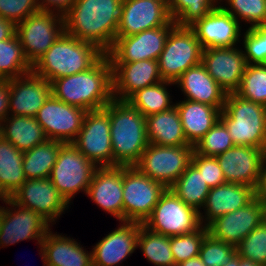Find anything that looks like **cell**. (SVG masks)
<instances>
[{
    "mask_svg": "<svg viewBox=\"0 0 266 266\" xmlns=\"http://www.w3.org/2000/svg\"><path fill=\"white\" fill-rule=\"evenodd\" d=\"M262 222L263 204L255 197L246 206L213 220L207 230L212 237L236 247Z\"/></svg>",
    "mask_w": 266,
    "mask_h": 266,
    "instance_id": "obj_20",
    "label": "cell"
},
{
    "mask_svg": "<svg viewBox=\"0 0 266 266\" xmlns=\"http://www.w3.org/2000/svg\"><path fill=\"white\" fill-rule=\"evenodd\" d=\"M122 1L75 0L64 14L65 32L106 54L115 42Z\"/></svg>",
    "mask_w": 266,
    "mask_h": 266,
    "instance_id": "obj_1",
    "label": "cell"
},
{
    "mask_svg": "<svg viewBox=\"0 0 266 266\" xmlns=\"http://www.w3.org/2000/svg\"><path fill=\"white\" fill-rule=\"evenodd\" d=\"M146 259L155 266L174 264L170 237L153 232L140 224L138 246Z\"/></svg>",
    "mask_w": 266,
    "mask_h": 266,
    "instance_id": "obj_37",
    "label": "cell"
},
{
    "mask_svg": "<svg viewBox=\"0 0 266 266\" xmlns=\"http://www.w3.org/2000/svg\"><path fill=\"white\" fill-rule=\"evenodd\" d=\"M0 200L6 206H11H1L0 248L28 239H44L51 226L43 217L31 209L19 206L11 198Z\"/></svg>",
    "mask_w": 266,
    "mask_h": 266,
    "instance_id": "obj_13",
    "label": "cell"
},
{
    "mask_svg": "<svg viewBox=\"0 0 266 266\" xmlns=\"http://www.w3.org/2000/svg\"><path fill=\"white\" fill-rule=\"evenodd\" d=\"M240 266H261L250 259L240 257Z\"/></svg>",
    "mask_w": 266,
    "mask_h": 266,
    "instance_id": "obj_54",
    "label": "cell"
},
{
    "mask_svg": "<svg viewBox=\"0 0 266 266\" xmlns=\"http://www.w3.org/2000/svg\"><path fill=\"white\" fill-rule=\"evenodd\" d=\"M223 266H240V256L236 253L228 262Z\"/></svg>",
    "mask_w": 266,
    "mask_h": 266,
    "instance_id": "obj_53",
    "label": "cell"
},
{
    "mask_svg": "<svg viewBox=\"0 0 266 266\" xmlns=\"http://www.w3.org/2000/svg\"><path fill=\"white\" fill-rule=\"evenodd\" d=\"M236 254V247L212 237H204L199 257L206 266H223Z\"/></svg>",
    "mask_w": 266,
    "mask_h": 266,
    "instance_id": "obj_45",
    "label": "cell"
},
{
    "mask_svg": "<svg viewBox=\"0 0 266 266\" xmlns=\"http://www.w3.org/2000/svg\"><path fill=\"white\" fill-rule=\"evenodd\" d=\"M0 230H1V206H0Z\"/></svg>",
    "mask_w": 266,
    "mask_h": 266,
    "instance_id": "obj_59",
    "label": "cell"
},
{
    "mask_svg": "<svg viewBox=\"0 0 266 266\" xmlns=\"http://www.w3.org/2000/svg\"><path fill=\"white\" fill-rule=\"evenodd\" d=\"M220 5L190 27L203 49L236 47L241 37V24Z\"/></svg>",
    "mask_w": 266,
    "mask_h": 266,
    "instance_id": "obj_21",
    "label": "cell"
},
{
    "mask_svg": "<svg viewBox=\"0 0 266 266\" xmlns=\"http://www.w3.org/2000/svg\"><path fill=\"white\" fill-rule=\"evenodd\" d=\"M219 5V0H171L169 9L178 26H191Z\"/></svg>",
    "mask_w": 266,
    "mask_h": 266,
    "instance_id": "obj_38",
    "label": "cell"
},
{
    "mask_svg": "<svg viewBox=\"0 0 266 266\" xmlns=\"http://www.w3.org/2000/svg\"><path fill=\"white\" fill-rule=\"evenodd\" d=\"M216 159L226 182L246 184L255 190L263 171V151L253 146L234 145Z\"/></svg>",
    "mask_w": 266,
    "mask_h": 266,
    "instance_id": "obj_19",
    "label": "cell"
},
{
    "mask_svg": "<svg viewBox=\"0 0 266 266\" xmlns=\"http://www.w3.org/2000/svg\"><path fill=\"white\" fill-rule=\"evenodd\" d=\"M86 112L60 101L51 94L35 118L42 126L47 139L72 143L81 130Z\"/></svg>",
    "mask_w": 266,
    "mask_h": 266,
    "instance_id": "obj_15",
    "label": "cell"
},
{
    "mask_svg": "<svg viewBox=\"0 0 266 266\" xmlns=\"http://www.w3.org/2000/svg\"><path fill=\"white\" fill-rule=\"evenodd\" d=\"M143 225L169 237L188 234L202 226L199 212L185 204L170 188L161 195Z\"/></svg>",
    "mask_w": 266,
    "mask_h": 266,
    "instance_id": "obj_8",
    "label": "cell"
},
{
    "mask_svg": "<svg viewBox=\"0 0 266 266\" xmlns=\"http://www.w3.org/2000/svg\"><path fill=\"white\" fill-rule=\"evenodd\" d=\"M193 151L194 146H160L149 143L134 167L168 189L191 163Z\"/></svg>",
    "mask_w": 266,
    "mask_h": 266,
    "instance_id": "obj_10",
    "label": "cell"
},
{
    "mask_svg": "<svg viewBox=\"0 0 266 266\" xmlns=\"http://www.w3.org/2000/svg\"><path fill=\"white\" fill-rule=\"evenodd\" d=\"M236 253L261 266H266V226L261 223L253 229L237 246Z\"/></svg>",
    "mask_w": 266,
    "mask_h": 266,
    "instance_id": "obj_43",
    "label": "cell"
},
{
    "mask_svg": "<svg viewBox=\"0 0 266 266\" xmlns=\"http://www.w3.org/2000/svg\"><path fill=\"white\" fill-rule=\"evenodd\" d=\"M234 145L227 127L219 119L217 123L195 144L194 151L204 156L216 157L232 148Z\"/></svg>",
    "mask_w": 266,
    "mask_h": 266,
    "instance_id": "obj_41",
    "label": "cell"
},
{
    "mask_svg": "<svg viewBox=\"0 0 266 266\" xmlns=\"http://www.w3.org/2000/svg\"><path fill=\"white\" fill-rule=\"evenodd\" d=\"M171 84L175 85L173 82L161 81L147 86L135 91L125 101L144 117L167 111L175 106L167 90V86Z\"/></svg>",
    "mask_w": 266,
    "mask_h": 266,
    "instance_id": "obj_34",
    "label": "cell"
},
{
    "mask_svg": "<svg viewBox=\"0 0 266 266\" xmlns=\"http://www.w3.org/2000/svg\"><path fill=\"white\" fill-rule=\"evenodd\" d=\"M145 118L147 138L150 144L178 147L192 146L185 138L180 114L176 106Z\"/></svg>",
    "mask_w": 266,
    "mask_h": 266,
    "instance_id": "obj_30",
    "label": "cell"
},
{
    "mask_svg": "<svg viewBox=\"0 0 266 266\" xmlns=\"http://www.w3.org/2000/svg\"><path fill=\"white\" fill-rule=\"evenodd\" d=\"M256 197L261 203H266V170L262 171L260 183L256 189Z\"/></svg>",
    "mask_w": 266,
    "mask_h": 266,
    "instance_id": "obj_51",
    "label": "cell"
},
{
    "mask_svg": "<svg viewBox=\"0 0 266 266\" xmlns=\"http://www.w3.org/2000/svg\"><path fill=\"white\" fill-rule=\"evenodd\" d=\"M208 234L203 225L196 231L170 237V247L175 263L199 256L204 237Z\"/></svg>",
    "mask_w": 266,
    "mask_h": 266,
    "instance_id": "obj_42",
    "label": "cell"
},
{
    "mask_svg": "<svg viewBox=\"0 0 266 266\" xmlns=\"http://www.w3.org/2000/svg\"><path fill=\"white\" fill-rule=\"evenodd\" d=\"M180 266H206L199 256L179 263Z\"/></svg>",
    "mask_w": 266,
    "mask_h": 266,
    "instance_id": "obj_52",
    "label": "cell"
},
{
    "mask_svg": "<svg viewBox=\"0 0 266 266\" xmlns=\"http://www.w3.org/2000/svg\"><path fill=\"white\" fill-rule=\"evenodd\" d=\"M236 93L245 99L266 106V64H247Z\"/></svg>",
    "mask_w": 266,
    "mask_h": 266,
    "instance_id": "obj_39",
    "label": "cell"
},
{
    "mask_svg": "<svg viewBox=\"0 0 266 266\" xmlns=\"http://www.w3.org/2000/svg\"><path fill=\"white\" fill-rule=\"evenodd\" d=\"M39 11L38 0H0V17L15 24Z\"/></svg>",
    "mask_w": 266,
    "mask_h": 266,
    "instance_id": "obj_46",
    "label": "cell"
},
{
    "mask_svg": "<svg viewBox=\"0 0 266 266\" xmlns=\"http://www.w3.org/2000/svg\"><path fill=\"white\" fill-rule=\"evenodd\" d=\"M191 163L202 173L204 181L210 188L226 183L216 157L204 156L193 151Z\"/></svg>",
    "mask_w": 266,
    "mask_h": 266,
    "instance_id": "obj_47",
    "label": "cell"
},
{
    "mask_svg": "<svg viewBox=\"0 0 266 266\" xmlns=\"http://www.w3.org/2000/svg\"><path fill=\"white\" fill-rule=\"evenodd\" d=\"M168 266H180L178 263H174V264H171V265H168Z\"/></svg>",
    "mask_w": 266,
    "mask_h": 266,
    "instance_id": "obj_60",
    "label": "cell"
},
{
    "mask_svg": "<svg viewBox=\"0 0 266 266\" xmlns=\"http://www.w3.org/2000/svg\"><path fill=\"white\" fill-rule=\"evenodd\" d=\"M52 94L69 105L93 111L103 109L113 97L112 63L104 54L91 68L51 83Z\"/></svg>",
    "mask_w": 266,
    "mask_h": 266,
    "instance_id": "obj_2",
    "label": "cell"
},
{
    "mask_svg": "<svg viewBox=\"0 0 266 266\" xmlns=\"http://www.w3.org/2000/svg\"><path fill=\"white\" fill-rule=\"evenodd\" d=\"M201 63L226 94L238 91L247 66L243 49L237 46L203 49Z\"/></svg>",
    "mask_w": 266,
    "mask_h": 266,
    "instance_id": "obj_18",
    "label": "cell"
},
{
    "mask_svg": "<svg viewBox=\"0 0 266 266\" xmlns=\"http://www.w3.org/2000/svg\"><path fill=\"white\" fill-rule=\"evenodd\" d=\"M242 39L247 64H266V25L248 27Z\"/></svg>",
    "mask_w": 266,
    "mask_h": 266,
    "instance_id": "obj_44",
    "label": "cell"
},
{
    "mask_svg": "<svg viewBox=\"0 0 266 266\" xmlns=\"http://www.w3.org/2000/svg\"><path fill=\"white\" fill-rule=\"evenodd\" d=\"M255 197L256 190L246 184L226 182L210 188L202 207L204 213L199 212L201 224L207 227L216 218L246 206Z\"/></svg>",
    "mask_w": 266,
    "mask_h": 266,
    "instance_id": "obj_26",
    "label": "cell"
},
{
    "mask_svg": "<svg viewBox=\"0 0 266 266\" xmlns=\"http://www.w3.org/2000/svg\"><path fill=\"white\" fill-rule=\"evenodd\" d=\"M75 0H38L40 11L55 12L64 15Z\"/></svg>",
    "mask_w": 266,
    "mask_h": 266,
    "instance_id": "obj_48",
    "label": "cell"
},
{
    "mask_svg": "<svg viewBox=\"0 0 266 266\" xmlns=\"http://www.w3.org/2000/svg\"><path fill=\"white\" fill-rule=\"evenodd\" d=\"M23 152L5 139L0 140V199L10 198L27 180Z\"/></svg>",
    "mask_w": 266,
    "mask_h": 266,
    "instance_id": "obj_32",
    "label": "cell"
},
{
    "mask_svg": "<svg viewBox=\"0 0 266 266\" xmlns=\"http://www.w3.org/2000/svg\"><path fill=\"white\" fill-rule=\"evenodd\" d=\"M157 1L161 2L162 4L167 6L168 8L170 7L171 0H157Z\"/></svg>",
    "mask_w": 266,
    "mask_h": 266,
    "instance_id": "obj_57",
    "label": "cell"
},
{
    "mask_svg": "<svg viewBox=\"0 0 266 266\" xmlns=\"http://www.w3.org/2000/svg\"><path fill=\"white\" fill-rule=\"evenodd\" d=\"M113 97L125 101L135 91L163 81L158 61L112 63Z\"/></svg>",
    "mask_w": 266,
    "mask_h": 266,
    "instance_id": "obj_25",
    "label": "cell"
},
{
    "mask_svg": "<svg viewBox=\"0 0 266 266\" xmlns=\"http://www.w3.org/2000/svg\"><path fill=\"white\" fill-rule=\"evenodd\" d=\"M10 198L19 206L35 211L49 224L56 223L69 208L49 178L27 179Z\"/></svg>",
    "mask_w": 266,
    "mask_h": 266,
    "instance_id": "obj_16",
    "label": "cell"
},
{
    "mask_svg": "<svg viewBox=\"0 0 266 266\" xmlns=\"http://www.w3.org/2000/svg\"><path fill=\"white\" fill-rule=\"evenodd\" d=\"M37 244L43 266H92V251H86L77 239L53 233L50 229Z\"/></svg>",
    "mask_w": 266,
    "mask_h": 266,
    "instance_id": "obj_27",
    "label": "cell"
},
{
    "mask_svg": "<svg viewBox=\"0 0 266 266\" xmlns=\"http://www.w3.org/2000/svg\"><path fill=\"white\" fill-rule=\"evenodd\" d=\"M180 87L185 100L205 103L223 109L226 100V92L206 71L200 63L189 68L174 83Z\"/></svg>",
    "mask_w": 266,
    "mask_h": 266,
    "instance_id": "obj_28",
    "label": "cell"
},
{
    "mask_svg": "<svg viewBox=\"0 0 266 266\" xmlns=\"http://www.w3.org/2000/svg\"><path fill=\"white\" fill-rule=\"evenodd\" d=\"M140 224L121 221L119 227L92 246V266H119L132 255L138 246Z\"/></svg>",
    "mask_w": 266,
    "mask_h": 266,
    "instance_id": "obj_22",
    "label": "cell"
},
{
    "mask_svg": "<svg viewBox=\"0 0 266 266\" xmlns=\"http://www.w3.org/2000/svg\"><path fill=\"white\" fill-rule=\"evenodd\" d=\"M3 138V133H2V122H0V140Z\"/></svg>",
    "mask_w": 266,
    "mask_h": 266,
    "instance_id": "obj_58",
    "label": "cell"
},
{
    "mask_svg": "<svg viewBox=\"0 0 266 266\" xmlns=\"http://www.w3.org/2000/svg\"><path fill=\"white\" fill-rule=\"evenodd\" d=\"M86 195L106 213L123 221V166L98 167Z\"/></svg>",
    "mask_w": 266,
    "mask_h": 266,
    "instance_id": "obj_24",
    "label": "cell"
},
{
    "mask_svg": "<svg viewBox=\"0 0 266 266\" xmlns=\"http://www.w3.org/2000/svg\"><path fill=\"white\" fill-rule=\"evenodd\" d=\"M263 170H266V142L265 145L263 146Z\"/></svg>",
    "mask_w": 266,
    "mask_h": 266,
    "instance_id": "obj_55",
    "label": "cell"
},
{
    "mask_svg": "<svg viewBox=\"0 0 266 266\" xmlns=\"http://www.w3.org/2000/svg\"><path fill=\"white\" fill-rule=\"evenodd\" d=\"M16 35V24L8 19L0 17V41L10 39Z\"/></svg>",
    "mask_w": 266,
    "mask_h": 266,
    "instance_id": "obj_50",
    "label": "cell"
},
{
    "mask_svg": "<svg viewBox=\"0 0 266 266\" xmlns=\"http://www.w3.org/2000/svg\"><path fill=\"white\" fill-rule=\"evenodd\" d=\"M113 167L134 166L148 146L146 118L126 101H110Z\"/></svg>",
    "mask_w": 266,
    "mask_h": 266,
    "instance_id": "obj_4",
    "label": "cell"
},
{
    "mask_svg": "<svg viewBox=\"0 0 266 266\" xmlns=\"http://www.w3.org/2000/svg\"><path fill=\"white\" fill-rule=\"evenodd\" d=\"M263 204V222L262 223H266V203H262Z\"/></svg>",
    "mask_w": 266,
    "mask_h": 266,
    "instance_id": "obj_56",
    "label": "cell"
},
{
    "mask_svg": "<svg viewBox=\"0 0 266 266\" xmlns=\"http://www.w3.org/2000/svg\"><path fill=\"white\" fill-rule=\"evenodd\" d=\"M98 167L86 158L72 143H65L58 153L49 179L70 204L78 192L87 193Z\"/></svg>",
    "mask_w": 266,
    "mask_h": 266,
    "instance_id": "obj_7",
    "label": "cell"
},
{
    "mask_svg": "<svg viewBox=\"0 0 266 266\" xmlns=\"http://www.w3.org/2000/svg\"><path fill=\"white\" fill-rule=\"evenodd\" d=\"M170 189L188 206L200 212L205 204L210 187L202 173L190 163Z\"/></svg>",
    "mask_w": 266,
    "mask_h": 266,
    "instance_id": "obj_35",
    "label": "cell"
},
{
    "mask_svg": "<svg viewBox=\"0 0 266 266\" xmlns=\"http://www.w3.org/2000/svg\"><path fill=\"white\" fill-rule=\"evenodd\" d=\"M166 187L134 166H123V221L144 223Z\"/></svg>",
    "mask_w": 266,
    "mask_h": 266,
    "instance_id": "obj_9",
    "label": "cell"
},
{
    "mask_svg": "<svg viewBox=\"0 0 266 266\" xmlns=\"http://www.w3.org/2000/svg\"><path fill=\"white\" fill-rule=\"evenodd\" d=\"M64 142L47 139L30 150L23 152V170L26 179L49 178Z\"/></svg>",
    "mask_w": 266,
    "mask_h": 266,
    "instance_id": "obj_33",
    "label": "cell"
},
{
    "mask_svg": "<svg viewBox=\"0 0 266 266\" xmlns=\"http://www.w3.org/2000/svg\"><path fill=\"white\" fill-rule=\"evenodd\" d=\"M104 54L96 45L64 31L32 66V72L52 83L58 78L88 70Z\"/></svg>",
    "mask_w": 266,
    "mask_h": 266,
    "instance_id": "obj_3",
    "label": "cell"
},
{
    "mask_svg": "<svg viewBox=\"0 0 266 266\" xmlns=\"http://www.w3.org/2000/svg\"><path fill=\"white\" fill-rule=\"evenodd\" d=\"M64 31V15L55 12L39 11L16 24V35L32 66Z\"/></svg>",
    "mask_w": 266,
    "mask_h": 266,
    "instance_id": "obj_12",
    "label": "cell"
},
{
    "mask_svg": "<svg viewBox=\"0 0 266 266\" xmlns=\"http://www.w3.org/2000/svg\"><path fill=\"white\" fill-rule=\"evenodd\" d=\"M9 94V80L0 78V122L8 116Z\"/></svg>",
    "mask_w": 266,
    "mask_h": 266,
    "instance_id": "obj_49",
    "label": "cell"
},
{
    "mask_svg": "<svg viewBox=\"0 0 266 266\" xmlns=\"http://www.w3.org/2000/svg\"><path fill=\"white\" fill-rule=\"evenodd\" d=\"M202 52L194 30L189 26L175 25L157 60L163 81L175 83L189 68L201 63Z\"/></svg>",
    "mask_w": 266,
    "mask_h": 266,
    "instance_id": "obj_6",
    "label": "cell"
},
{
    "mask_svg": "<svg viewBox=\"0 0 266 266\" xmlns=\"http://www.w3.org/2000/svg\"><path fill=\"white\" fill-rule=\"evenodd\" d=\"M72 144L97 167H113L110 102L103 109L86 112Z\"/></svg>",
    "mask_w": 266,
    "mask_h": 266,
    "instance_id": "obj_11",
    "label": "cell"
},
{
    "mask_svg": "<svg viewBox=\"0 0 266 266\" xmlns=\"http://www.w3.org/2000/svg\"><path fill=\"white\" fill-rule=\"evenodd\" d=\"M9 90L8 115L34 118L52 94L51 83L33 72L9 79Z\"/></svg>",
    "mask_w": 266,
    "mask_h": 266,
    "instance_id": "obj_23",
    "label": "cell"
},
{
    "mask_svg": "<svg viewBox=\"0 0 266 266\" xmlns=\"http://www.w3.org/2000/svg\"><path fill=\"white\" fill-rule=\"evenodd\" d=\"M176 25L167 6L157 0H123L116 37H126L144 30Z\"/></svg>",
    "mask_w": 266,
    "mask_h": 266,
    "instance_id": "obj_17",
    "label": "cell"
},
{
    "mask_svg": "<svg viewBox=\"0 0 266 266\" xmlns=\"http://www.w3.org/2000/svg\"><path fill=\"white\" fill-rule=\"evenodd\" d=\"M219 0L220 6L239 22L249 23V28L266 25L265 0ZM230 7H229V6ZM228 6V7H227Z\"/></svg>",
    "mask_w": 266,
    "mask_h": 266,
    "instance_id": "obj_40",
    "label": "cell"
},
{
    "mask_svg": "<svg viewBox=\"0 0 266 266\" xmlns=\"http://www.w3.org/2000/svg\"><path fill=\"white\" fill-rule=\"evenodd\" d=\"M220 120L227 127L235 145L263 149L266 142V106L237 93H229Z\"/></svg>",
    "mask_w": 266,
    "mask_h": 266,
    "instance_id": "obj_5",
    "label": "cell"
},
{
    "mask_svg": "<svg viewBox=\"0 0 266 266\" xmlns=\"http://www.w3.org/2000/svg\"><path fill=\"white\" fill-rule=\"evenodd\" d=\"M174 26L165 25L126 37H116L112 48L106 54L111 63H130L141 60L157 61Z\"/></svg>",
    "mask_w": 266,
    "mask_h": 266,
    "instance_id": "obj_14",
    "label": "cell"
},
{
    "mask_svg": "<svg viewBox=\"0 0 266 266\" xmlns=\"http://www.w3.org/2000/svg\"><path fill=\"white\" fill-rule=\"evenodd\" d=\"M3 139L13 144L19 151H27L47 140L42 126L36 118L8 115L2 121Z\"/></svg>",
    "mask_w": 266,
    "mask_h": 266,
    "instance_id": "obj_31",
    "label": "cell"
},
{
    "mask_svg": "<svg viewBox=\"0 0 266 266\" xmlns=\"http://www.w3.org/2000/svg\"><path fill=\"white\" fill-rule=\"evenodd\" d=\"M175 106L180 114L185 138L192 146L217 123L222 111L205 103L185 99L175 103Z\"/></svg>",
    "mask_w": 266,
    "mask_h": 266,
    "instance_id": "obj_29",
    "label": "cell"
},
{
    "mask_svg": "<svg viewBox=\"0 0 266 266\" xmlns=\"http://www.w3.org/2000/svg\"><path fill=\"white\" fill-rule=\"evenodd\" d=\"M32 72V65L26 59L19 37L0 41V78L13 79Z\"/></svg>",
    "mask_w": 266,
    "mask_h": 266,
    "instance_id": "obj_36",
    "label": "cell"
}]
</instances>
